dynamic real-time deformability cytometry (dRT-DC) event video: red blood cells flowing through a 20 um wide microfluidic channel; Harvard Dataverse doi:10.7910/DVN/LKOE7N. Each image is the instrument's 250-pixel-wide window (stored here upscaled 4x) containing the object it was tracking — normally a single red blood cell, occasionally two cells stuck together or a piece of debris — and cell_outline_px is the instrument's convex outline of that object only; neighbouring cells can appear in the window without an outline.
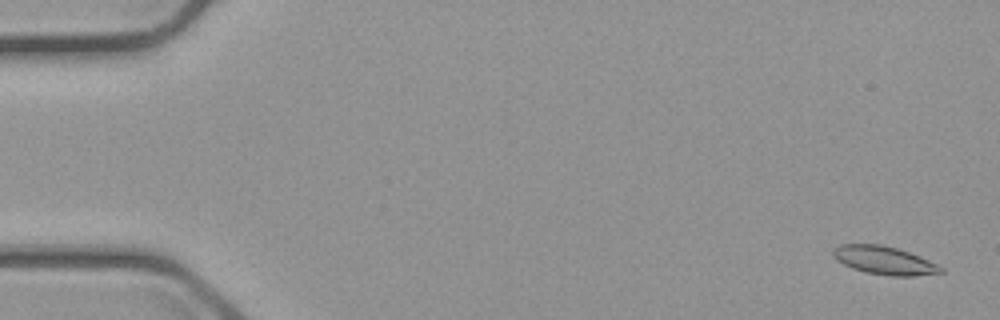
{"species": "common noctule bat (a hibernating species)", "species_latin": "Nyctalus noctula", "temperature_condition": "cold", "stored_images_in_passage": 56, "camera_frame_rate_fps": 3000, "um_per_image_px": 0.085, "animal": {"sex": "male", "body_mass_g": 23.1, "forearm_length_mm": 52.7}, "frame": {"image": 1, "passage_image": 2, "time_ms": 0.333, "image_size_px": [1000, 320], "cell_outline_px": [[944, 272], [916, 276], [888, 276], [864, 272], [852, 268], [836, 260], [832, 256], [832, 252], [840, 244], [880, 244], [896, 248], [908, 252], [928, 260], [944, 268]], "centroid_in_image_um": [75.15, 22.14], "position_along_channel_um": 9.9, "area_um2": 17.69}}
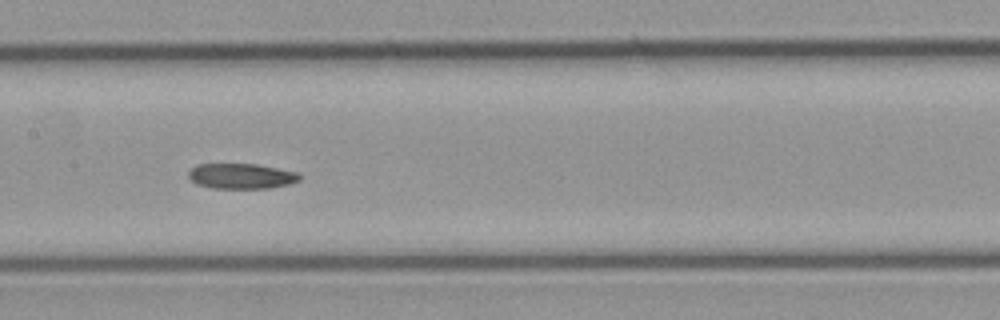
{"frame": {"image": 2, "passage_image": 28, "time_ms": 9.0, "image_size_px": [1000, 320], "cell_outline_px": [[300, 180], [288, 184], [268, 188], [212, 188], [196, 184], [188, 176], [188, 172], [196, 164], [256, 164], [296, 172], [300, 176]], "centroid_in_image_um": [20.47, 14.97], "position_along_channel_um": 186.9, "area_um2": 16.24}}
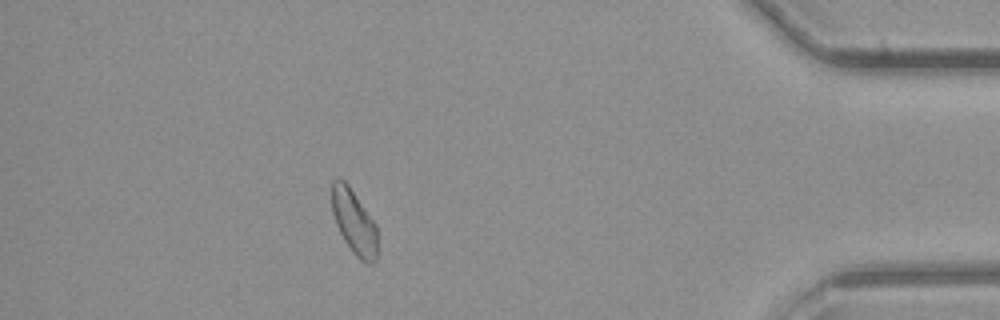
{"frame": {"image": 3, "passage_image": 50, "time_ms": 16.333, "image_size_px": [1000, 320], "cell_outline_px": [[376, 260], [372, 264], [364, 264], [352, 252], [344, 240], [336, 224], [332, 212], [332, 180], [344, 180], [348, 184], [376, 224]], "centroid_in_image_um": [30.09, 18.9], "position_along_channel_um": 405.1, "area_um2": 16.99}, "authors_computed_cell_mechanics": {"area_um2": 17.4556, "velocity_mm_per_s": 3.6607, "shape_relaxation_time_tau1_ms": 4.4811, "shape_relaxation_time_tau2_ms": null, "deformation_change_tau1": 0.0933, "deformation_change_tau2": null}}